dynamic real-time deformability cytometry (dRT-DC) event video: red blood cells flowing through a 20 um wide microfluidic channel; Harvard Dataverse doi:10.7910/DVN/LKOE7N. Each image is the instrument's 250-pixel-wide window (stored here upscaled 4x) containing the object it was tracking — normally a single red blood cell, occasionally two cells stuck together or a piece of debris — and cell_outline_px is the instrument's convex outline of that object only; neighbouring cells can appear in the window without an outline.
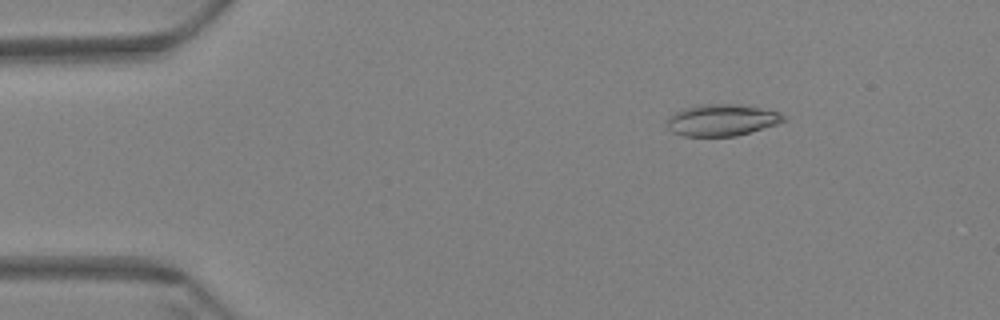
{"species": "Egyptian fruit bat (a non-hibernating species)", "species_latin": "Rousettus aegyptiacus", "temperature_condition": "warm", "stored_images_in_passage": 59, "camera_frame_rate_fps": 3000, "um_per_image_px": 0.085, "animal": {"sex": "female"}, "frame": {"image": 1, "passage_image": 9, "time_ms": 2.667, "image_size_px": [1000, 320], "cell_outline_px": [[788, 116], [784, 120], [776, 124], [736, 136], [684, 136], [672, 132], [668, 128], [668, 116], [684, 108], [696, 104], [736, 104], [760, 108], [780, 112]], "centroid_in_image_um": [61.34, 10.2], "position_along_channel_um": 23.7, "area_um2": 21.44}}
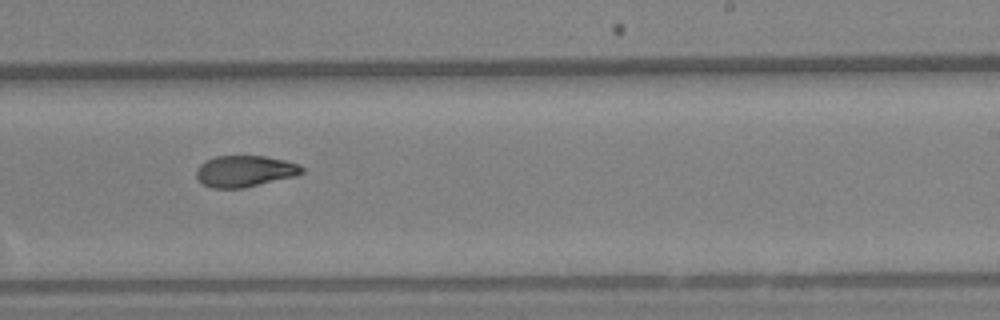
{"frame": {"image": 2, "passage_image": 37, "time_ms": 12.0, "image_size_px": [1000, 320], "cell_outline_px": [[304, 172], [296, 176], [244, 188], [212, 188], [204, 184], [196, 176], [196, 168], [204, 160], [216, 156], [264, 156], [284, 160], [300, 164], [304, 168]], "centroid_in_image_um": [20.82, 14.55], "position_along_channel_um": 268.2, "area_um2": 19.42}}
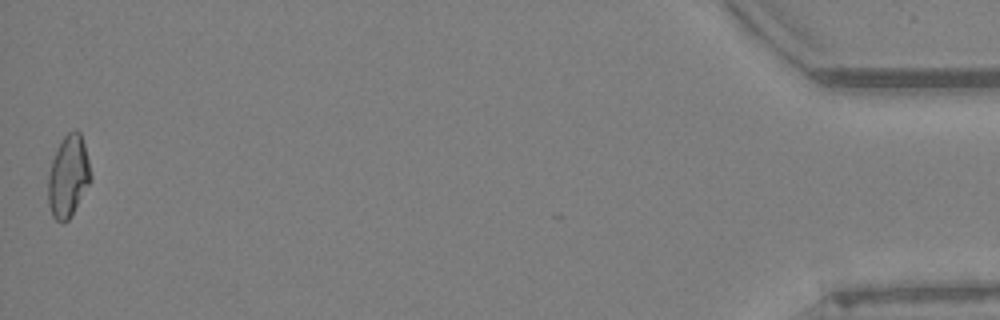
{"frame": {"image": 3, "passage_image": 59, "time_ms": 19.333, "image_size_px": [1000, 320], "cell_outline_px": [[92, 180], [72, 216], [68, 220], [56, 220], [52, 216], [48, 204], [48, 176], [52, 160], [56, 148], [64, 136], [68, 132], [76, 128], [80, 132], [84, 144], [92, 176]], "centroid_in_image_um": [5.81, 14.98], "position_along_channel_um": 429.4, "area_um2": 20.46}, "authors_computed_cell_mechanics": {"area_um2": 20.2878, "velocity_mm_per_s": 3.4767, "shape_relaxation_time_tau1_ms": null, "shape_relaxation_time_tau2_ms": 6.9042, "deformation_change_tau1": null, "deformation_change_tau2": 0.1242}}